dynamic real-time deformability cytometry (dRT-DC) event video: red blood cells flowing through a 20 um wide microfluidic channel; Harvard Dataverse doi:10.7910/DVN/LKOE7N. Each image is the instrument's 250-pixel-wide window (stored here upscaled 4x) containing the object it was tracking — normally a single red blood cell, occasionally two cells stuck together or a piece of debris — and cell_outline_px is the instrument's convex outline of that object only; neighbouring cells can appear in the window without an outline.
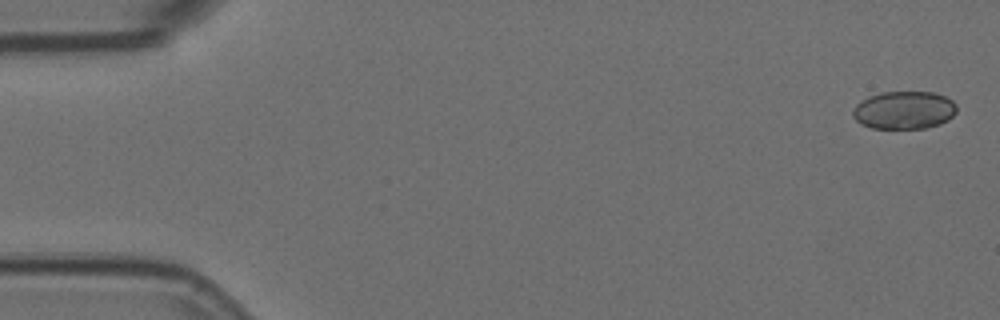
{"species": "Egyptian fruit bat (a non-hibernating species)", "species_latin": "Rousettus aegyptiacus", "temperature_condition": "room temperature", "stored_images_in_passage": 49, "camera_frame_rate_fps": 3000, "um_per_image_px": 0.085, "animal": {"sex": "female"}, "frame": {"image": 1, "passage_image": 1, "time_ms": 0.0, "image_size_px": [1000, 320], "cell_outline_px": [[956, 112], [948, 120], [940, 124], [928, 128], [872, 128], [860, 124], [852, 116], [852, 108], [860, 100], [868, 96], [884, 92], [936, 92], [952, 100], [956, 104]], "centroid_in_image_um": [76.83, 9.36], "position_along_channel_um": 8.2, "area_um2": 23.18}}
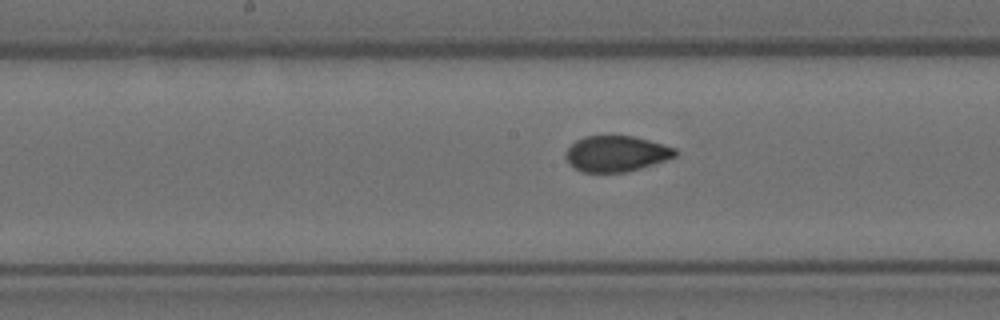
{"frame": {"image": 2, "passage_image": 28, "time_ms": 9.0, "image_size_px": [1000, 320], "cell_outline_px": [[676, 156], [628, 172], [580, 172], [568, 164], [568, 148], [576, 140], [584, 136], [632, 136], [648, 140], [676, 148]], "centroid_in_image_um": [52.37, 13.07], "position_along_channel_um": 195.8, "area_um2": 22.54}}
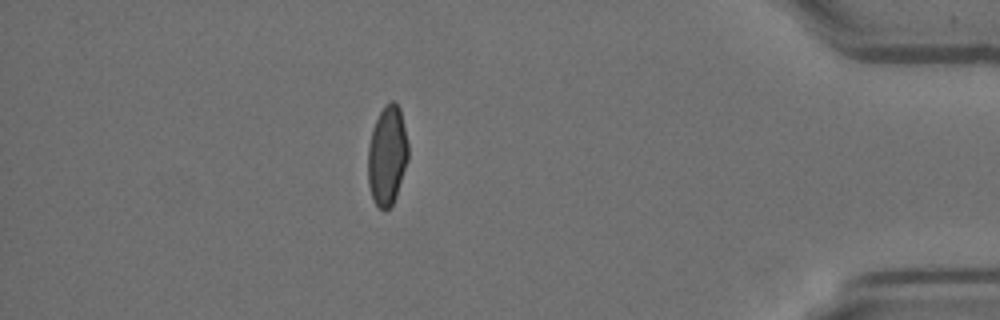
{"frame": {"image": 3, "passage_image": 49, "time_ms": 16.0, "image_size_px": [1000, 320], "cell_outline_px": [[408, 160], [396, 196], [392, 204], [384, 212], [372, 200], [368, 184], [368, 144], [372, 128], [384, 104], [392, 100], [400, 108], [408, 144]], "centroid_in_image_um": [32.9, 13.23], "position_along_channel_um": 402.3, "area_um2": 23.47}, "authors_computed_cell_mechanics": {"area_um2": 23.6402, "velocity_mm_per_s": 3.5999, "shape_relaxation_time_tau1_ms": 5.1768, "shape_relaxation_time_tau2_ms": 0.9374, "deformation_change_tau1": 0.1203, "deformation_change_tau2": 0.0548}}